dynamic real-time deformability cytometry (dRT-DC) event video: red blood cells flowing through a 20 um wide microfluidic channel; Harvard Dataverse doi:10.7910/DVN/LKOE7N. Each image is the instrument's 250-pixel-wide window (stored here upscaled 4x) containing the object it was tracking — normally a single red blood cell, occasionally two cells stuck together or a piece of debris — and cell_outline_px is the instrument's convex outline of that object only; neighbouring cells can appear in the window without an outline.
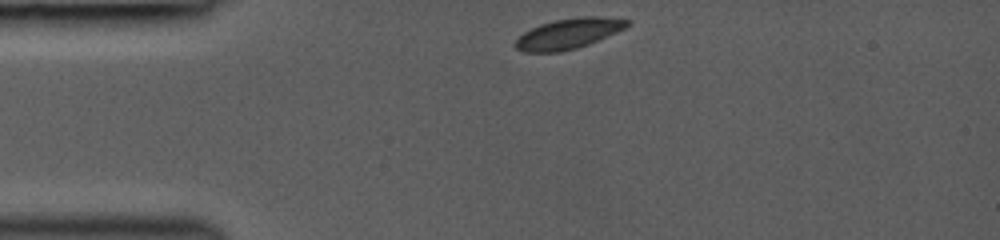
{"species": "common noctule bat (a hibernating species)", "species_latin": "Nyctalus noctula", "temperature_condition": "room temperature", "stored_images_in_passage": 32, "camera_frame_rate_fps": 3000, "um_per_image_px": 0.085, "animal": {"sex": "female", "body_mass_g": 19.0, "forearm_length_mm": 53.3}, "frame": {"image": 1, "passage_image": 1, "time_ms": 0.0, "image_size_px": [1000, 240], "cell_outline_px": [[632, 24], [616, 32], [588, 44], [576, 48], [560, 52], [524, 52], [516, 48], [512, 44], [524, 32], [540, 24], [556, 20], [580, 16], [600, 16], [632, 20]], "centroid_in_image_um": [48.33, 2.85], "position_along_channel_um": 36.7, "area_um2": 19.77}}
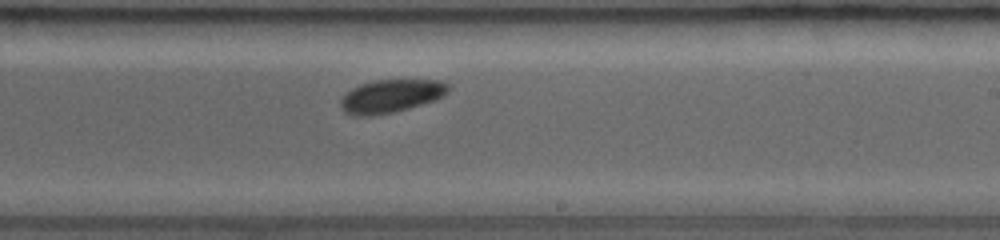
{"frame": {"image": 2, "passage_image": 19, "time_ms": 6.0, "image_size_px": [1000, 240], "cell_outline_px": [[448, 92], [436, 100], [408, 108], [392, 112], [368, 116], [352, 116], [344, 112], [340, 108], [340, 100], [352, 88], [360, 84], [376, 80], [440, 80], [448, 84]], "centroid_in_image_um": [33.21, 8.17], "position_along_channel_um": 255.8, "area_um2": 20.69}}
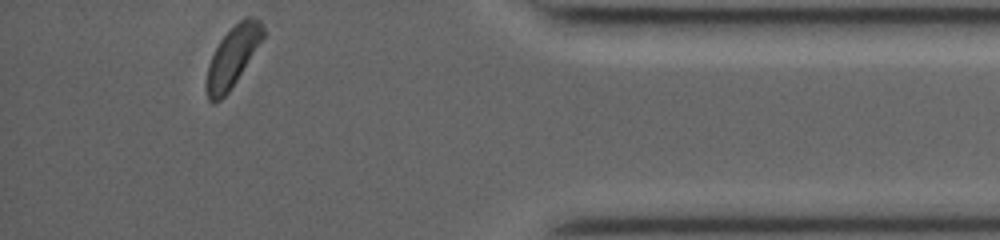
{"frame": {"image": 3, "passage_image": 32, "time_ms": 10.333, "image_size_px": [1000, 240], "cell_outline_px": [[264, 36], [236, 80], [228, 92], [220, 100], [212, 104], [208, 100], [208, 64], [220, 40], [244, 16], [252, 16], [260, 20], [264, 28]], "centroid_in_image_um": [19.79, 4.78], "position_along_channel_um": 415.4, "area_um2": 19.07}, "authors_computed_cell_mechanics": {"area_um2": 20.4323, "velocity_mm_per_s": 4.2415, "shape_relaxation_time_tau1_ms": 0.7174, "shape_relaxation_time_tau2_ms": null, "deformation_change_tau1": 0.0637, "deformation_change_tau2": null}}